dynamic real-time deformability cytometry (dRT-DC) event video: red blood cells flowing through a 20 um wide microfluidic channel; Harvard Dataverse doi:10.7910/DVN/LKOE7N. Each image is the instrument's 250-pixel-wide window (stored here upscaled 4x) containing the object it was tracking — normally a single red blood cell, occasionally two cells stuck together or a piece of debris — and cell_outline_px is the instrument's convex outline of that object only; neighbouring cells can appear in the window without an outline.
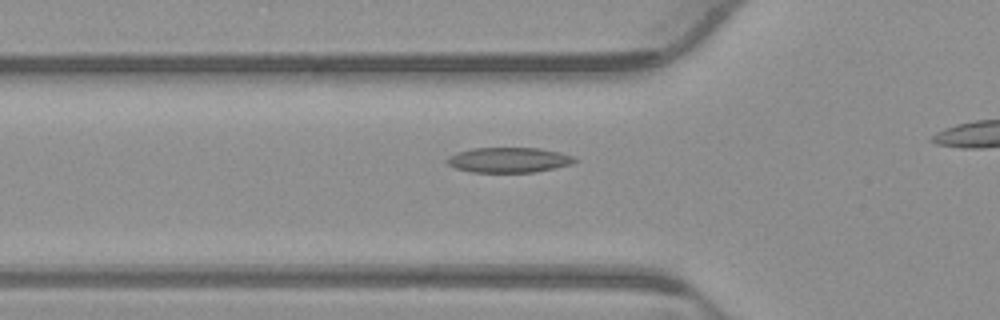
{"species": "common noctule bat (a hibernating species)", "species_latin": "Nyctalus noctula", "temperature_condition": "warm", "stored_images_in_passage": 22, "camera_frame_rate_fps": 3000, "um_per_image_px": 0.085, "animal": {"sex": "male", "body_mass_g": 23.1, "forearm_length_mm": 52.7}, "frame": {"image": 1, "passage_image": 7, "time_ms": 2.0, "image_size_px": [1000, 320], "cell_outline_px": [[580, 160], [572, 164], [556, 168], [536, 172], [472, 172], [456, 168], [448, 164], [444, 160], [448, 156], [472, 148], [540, 148], [560, 152], [576, 156]], "centroid_in_image_um": [43.32, 13.6], "position_along_channel_um": 82.5, "area_um2": 18.9}}
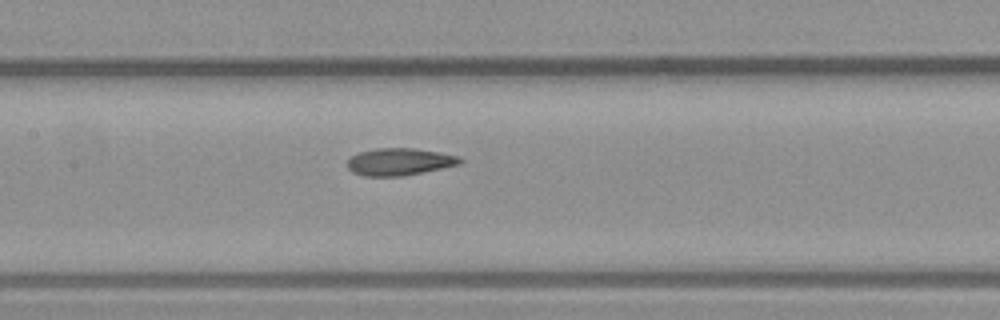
{"frame": {"image": 2, "passage_image": 14, "time_ms": 4.333, "image_size_px": [1000, 320], "cell_outline_px": [[464, 160], [460, 164], [400, 176], [364, 176], [352, 172], [348, 168], [348, 160], [352, 156], [360, 152], [376, 148], [416, 148], [440, 152], [460, 156]], "centroid_in_image_um": [33.96, 13.74], "position_along_channel_um": 173.4, "area_um2": 17.74}}
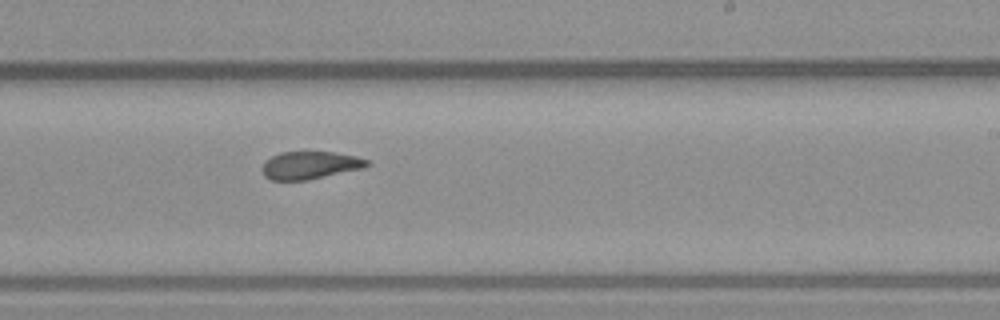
{"frame": {"image": 3, "passage_image": 21, "time_ms": 6.667, "image_size_px": [1000, 320], "cell_outline_px": [[372, 164], [364, 168], [308, 180], [272, 180], [264, 176], [260, 168], [264, 160], [280, 152], [332, 152], [356, 156], [368, 160]], "centroid_in_image_um": [26.33, 14.05], "position_along_channel_um": 262.7, "area_um2": 17.11}}